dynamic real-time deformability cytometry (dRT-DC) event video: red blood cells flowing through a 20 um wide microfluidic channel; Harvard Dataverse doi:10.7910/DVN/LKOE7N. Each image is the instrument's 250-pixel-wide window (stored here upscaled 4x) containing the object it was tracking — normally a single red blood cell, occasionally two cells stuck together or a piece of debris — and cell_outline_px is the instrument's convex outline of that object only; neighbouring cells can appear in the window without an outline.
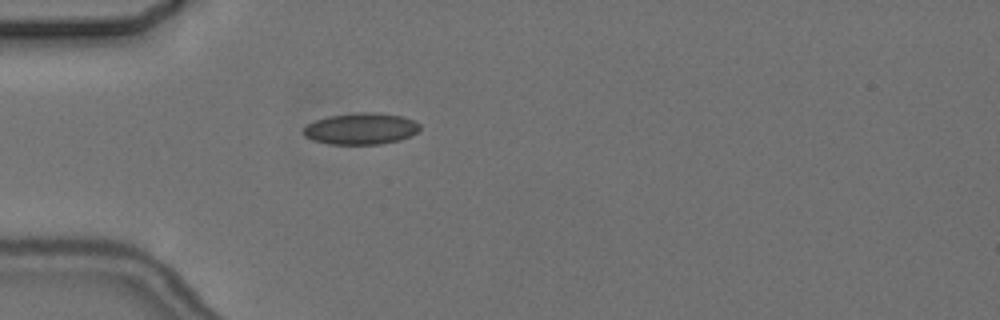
{"species": "common noctule bat (a hibernating species)", "species_latin": "Nyctalus noctula", "temperature_condition": "cold", "stored_images_in_passage": 1, "camera_frame_rate_fps": 3000, "um_per_image_px": 0.085, "animal": {"sex": "female", "body_mass_g": 24.6, "forearm_length_mm": 56.2}, "frame": {"image": 1, "passage_image": 1, "time_ms": 0.0, "image_size_px": [1000, 320], "cell_outline_px": [[420, 128], [412, 136], [400, 140], [380, 144], [328, 144], [312, 140], [304, 136], [304, 128], [308, 124], [316, 120], [328, 116], [356, 112], [380, 112], [404, 116], [416, 120], [420, 124]], "centroid_in_image_um": [30.73, 10.93], "position_along_channel_um": 54.3, "area_um2": 21.68}}